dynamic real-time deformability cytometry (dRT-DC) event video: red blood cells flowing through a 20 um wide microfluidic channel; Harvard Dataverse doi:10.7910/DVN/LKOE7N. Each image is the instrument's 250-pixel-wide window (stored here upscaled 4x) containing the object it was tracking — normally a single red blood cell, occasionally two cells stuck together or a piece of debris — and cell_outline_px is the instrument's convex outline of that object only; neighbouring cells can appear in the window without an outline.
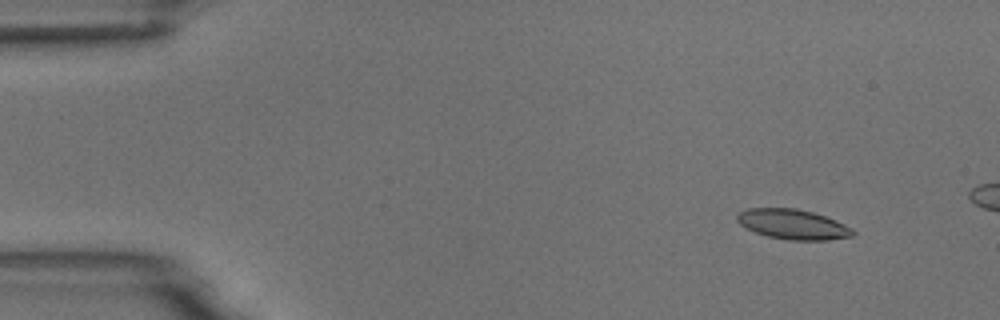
{"species": "common noctule bat (a hibernating species)", "species_latin": "Nyctalus noctula", "temperature_condition": "room temperature", "stored_images_in_passage": 5, "camera_frame_rate_fps": 3000, "um_per_image_px": 0.085, "animal": {"sex": "male", "body_mass_g": 18.8}, "frame": {"image": 1, "passage_image": 2, "time_ms": 1.333, "image_size_px": [1000, 320], "cell_outline_px": [[856, 232], [852, 236], [828, 240], [788, 240], [768, 236], [756, 232], [740, 224], [736, 220], [736, 216], [740, 212], [748, 208], [796, 208], [812, 212], [836, 220], [852, 228]], "centroid_in_image_um": [67.41, 19.06], "position_along_channel_um": 17.6, "area_um2": 20.11}}